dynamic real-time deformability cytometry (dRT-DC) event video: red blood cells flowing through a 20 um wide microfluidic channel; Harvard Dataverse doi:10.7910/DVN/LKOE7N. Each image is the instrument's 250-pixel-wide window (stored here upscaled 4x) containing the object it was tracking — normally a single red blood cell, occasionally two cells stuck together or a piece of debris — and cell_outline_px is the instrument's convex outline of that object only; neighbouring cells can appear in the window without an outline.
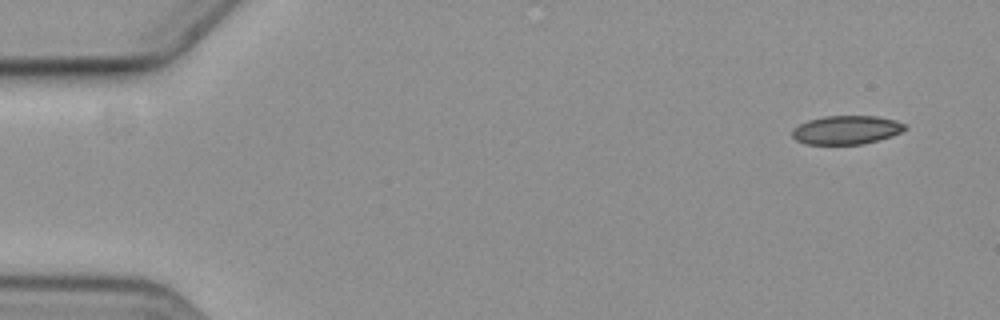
{"species": "common noctule bat (a hibernating species)", "species_latin": "Nyctalus noctula", "temperature_condition": "cold", "stored_images_in_passage": 3, "camera_frame_rate_fps": 3000, "um_per_image_px": 0.085, "animal": {"sex": "female", "body_mass_g": 19.3, "forearm_length_mm": 54.1}, "frame": {"image": 1, "passage_image": 1, "time_ms": 0.0, "image_size_px": [1000, 320], "cell_outline_px": [[908, 128], [892, 136], [880, 140], [864, 144], [804, 144], [796, 140], [792, 136], [792, 128], [808, 120], [824, 116], [876, 116], [896, 120], [904, 124]], "centroid_in_image_um": [71.94, 11.05], "position_along_channel_um": 13.1, "area_um2": 18.96}}